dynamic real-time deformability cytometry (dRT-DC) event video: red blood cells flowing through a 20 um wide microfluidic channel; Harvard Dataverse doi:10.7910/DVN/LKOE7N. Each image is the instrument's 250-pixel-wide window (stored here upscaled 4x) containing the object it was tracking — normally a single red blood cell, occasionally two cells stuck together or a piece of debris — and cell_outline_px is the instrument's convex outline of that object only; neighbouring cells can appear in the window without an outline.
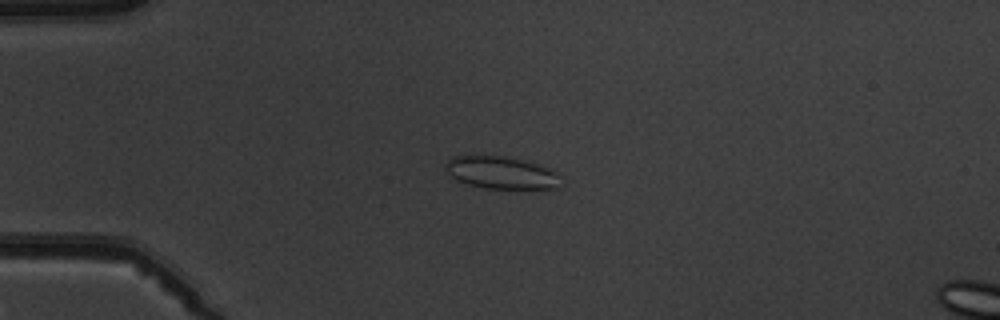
{"species": "common noctule bat (a hibernating species)", "species_latin": "Nyctalus noctula", "temperature_condition": "warm", "stored_images_in_passage": 5, "camera_frame_rate_fps": 3000, "um_per_image_px": 0.085, "animal": {"sex": "male", "body_mass_g": 19.5, "forearm_length_mm": 54.6}, "frame": {"image": 1, "passage_image": 4, "time_ms": 3.667, "image_size_px": [1000, 320], "cell_outline_px": [[560, 188], [484, 188], [468, 184], [456, 180], [448, 176], [444, 168], [444, 164], [452, 156], [500, 156], [520, 160], [536, 164], [548, 168], [556, 172], [560, 176]], "centroid_in_image_um": [42.55, 14.69], "position_along_channel_um": 42.5, "area_um2": 21.62}}